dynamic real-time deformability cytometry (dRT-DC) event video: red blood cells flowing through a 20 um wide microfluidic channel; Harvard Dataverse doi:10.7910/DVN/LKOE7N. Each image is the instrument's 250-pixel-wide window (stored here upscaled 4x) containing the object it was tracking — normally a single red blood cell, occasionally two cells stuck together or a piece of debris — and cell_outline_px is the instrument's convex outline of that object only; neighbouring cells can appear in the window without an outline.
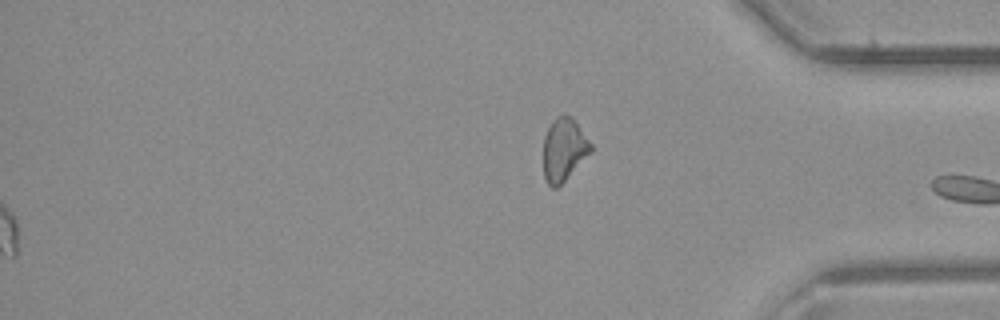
{"species": "common noctule bat (a hibernating species)", "species_latin": "Nyctalus noctula", "temperature_condition": "room temperature", "stored_images_in_passage": 35, "segment_of_instrument_passage": [2, 2], "camera_frame_rate_fps": 3000, "um_per_image_px": 0.085, "animal": {"sex": "male", "body_mass_g": 23.1, "forearm_length_mm": 52.7}, "frame": {"image": 1, "passage_image": 35, "time_ms": 11.333, "image_size_px": [1000, 320], "cell_outline_px": [[592, 152], [556, 188], [552, 188], [548, 184], [544, 176], [544, 136], [552, 120], [556, 116], [572, 116], [592, 144]], "centroid_in_image_um": [47.94, 12.7], "position_along_channel_um": 387.3, "area_um2": 17.22}}